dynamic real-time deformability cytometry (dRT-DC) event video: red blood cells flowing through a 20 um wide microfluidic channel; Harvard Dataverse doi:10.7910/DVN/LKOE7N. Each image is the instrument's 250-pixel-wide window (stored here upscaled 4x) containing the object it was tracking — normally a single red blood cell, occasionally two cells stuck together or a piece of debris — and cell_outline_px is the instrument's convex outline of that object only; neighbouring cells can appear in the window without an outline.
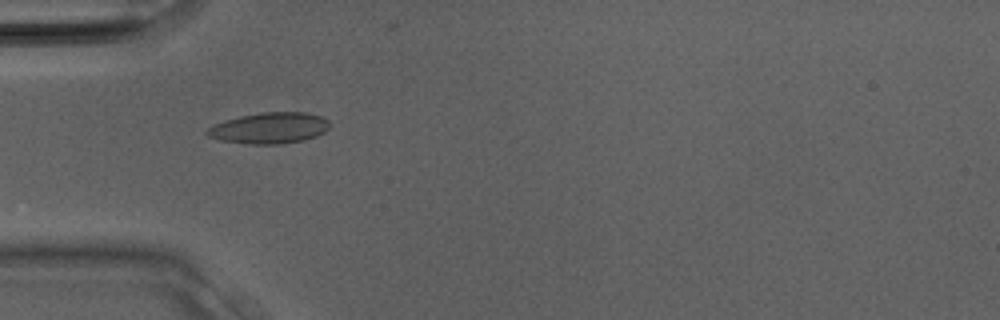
{"species": "Egyptian fruit bat (a non-hibernating species)", "species_latin": "Rousettus aegyptiacus", "temperature_condition": "room temperature", "stored_images_in_passage": 31, "camera_frame_rate_fps": 3000, "um_per_image_px": 0.085, "animal": {"sex": "male"}, "frame": {"image": 1, "passage_image": 10, "time_ms": 3.0, "image_size_px": [1000, 320], "cell_outline_px": [[332, 124], [324, 132], [316, 136], [304, 140], [276, 144], [252, 144], [220, 140], [208, 136], [204, 132], [212, 124], [224, 120], [240, 116], [260, 112], [308, 112], [320, 116], [328, 120]], "centroid_in_image_um": [22.89, 10.87], "position_along_channel_um": 62.1, "area_um2": 22.31}}
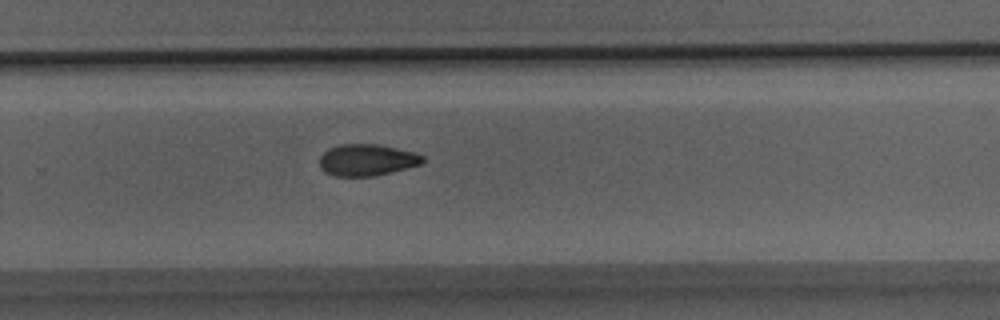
{"frame": {"image": 2, "passage_image": 21, "time_ms": 6.667, "image_size_px": [1000, 320], "cell_outline_px": [[424, 160], [420, 164], [372, 176], [332, 176], [324, 172], [320, 168], [320, 156], [328, 148], [340, 144], [380, 144], [416, 152], [424, 156]], "centroid_in_image_um": [31.15, 13.58], "position_along_channel_um": 298.6, "area_um2": 19.02}}
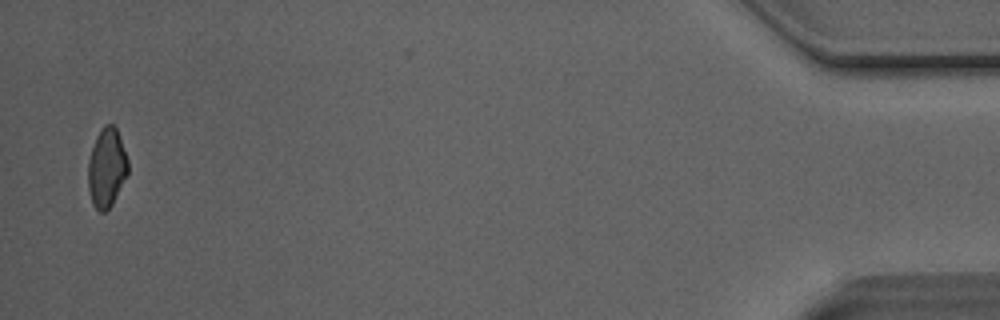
{"frame": {"image": 3, "passage_image": 31, "time_ms": 10.0, "image_size_px": [1000, 320], "cell_outline_px": [[128, 172], [112, 204], [104, 212], [100, 212], [92, 204], [88, 188], [88, 160], [96, 136], [100, 128], [104, 124], [112, 124], [116, 128], [128, 160]], "centroid_in_image_um": [9.05, 14.25], "position_along_channel_um": 426.2, "area_um2": 18.26}}